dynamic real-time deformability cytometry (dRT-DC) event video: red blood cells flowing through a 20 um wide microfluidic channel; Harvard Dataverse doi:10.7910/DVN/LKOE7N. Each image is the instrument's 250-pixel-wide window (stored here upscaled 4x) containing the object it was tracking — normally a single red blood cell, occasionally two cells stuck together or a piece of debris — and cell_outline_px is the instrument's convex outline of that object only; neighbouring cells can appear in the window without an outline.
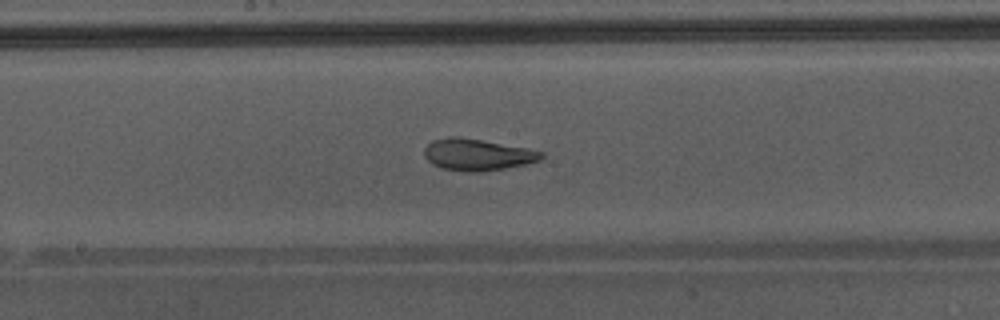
{"species": "Egyptian fruit bat (a non-hibernating species)", "species_latin": "Rousettus aegyptiacus", "temperature_condition": "warm", "stored_images_in_passage": 49, "camera_frame_rate_fps": 3000, "um_per_image_px": 0.085, "animal": {"sex": "male"}, "frame": {"image": 1, "passage_image": 28, "time_ms": 9.0, "image_size_px": [1000, 320], "cell_outline_px": [[544, 156], [540, 160], [524, 164], [504, 168], [480, 172], [464, 172], [440, 168], [432, 164], [424, 156], [424, 148], [432, 140], [448, 136], [460, 136], [528, 148], [544, 152]], "centroid_in_image_um": [40.54, 13.14], "position_along_channel_um": 207.7, "area_um2": 21.79}, "authors_computed_cell_mechanics": {"area_um2": 25.432, "velocity_mm_per_s": 4.3134, "shape_relaxation_time_tau1_ms": 5.7628, "shape_relaxation_time_tau2_ms": 1.3464, "deformation_change_tau1": 0.1869, "deformation_change_tau2": 0.0725}}